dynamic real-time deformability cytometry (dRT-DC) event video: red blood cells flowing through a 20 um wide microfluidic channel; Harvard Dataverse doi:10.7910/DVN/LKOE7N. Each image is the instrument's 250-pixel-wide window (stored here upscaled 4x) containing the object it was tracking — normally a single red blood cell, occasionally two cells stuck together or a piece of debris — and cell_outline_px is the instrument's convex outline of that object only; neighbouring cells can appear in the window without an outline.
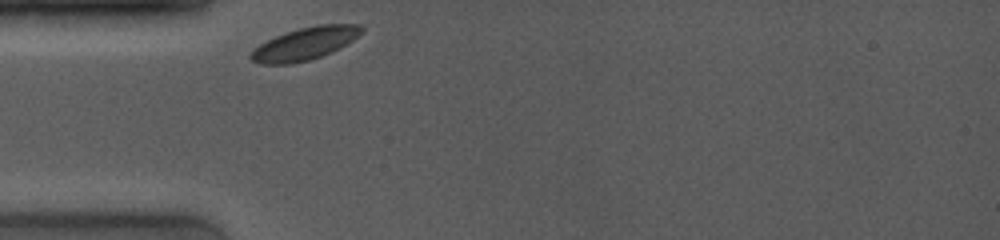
{"species": "common noctule bat (a hibernating species)", "species_latin": "Nyctalus noctula", "temperature_condition": "room temperature", "stored_images_in_passage": 39, "camera_frame_rate_fps": 4000, "um_per_image_px": 0.085, "animal": {"sex": "female", "body_mass_g": 19.0, "forearm_length_mm": 53.3}, "frame": {"image": 1, "passage_image": 1, "time_ms": 0.0, "image_size_px": [1000, 240], "cell_outline_px": [[364, 32], [352, 40], [332, 52], [308, 60], [288, 64], [260, 64], [252, 60], [248, 56], [260, 44], [276, 36], [300, 28], [316, 24], [360, 24], [364, 28]], "centroid_in_image_um": [25.95, 3.7], "position_along_channel_um": 59.0, "area_um2": 20.75}}
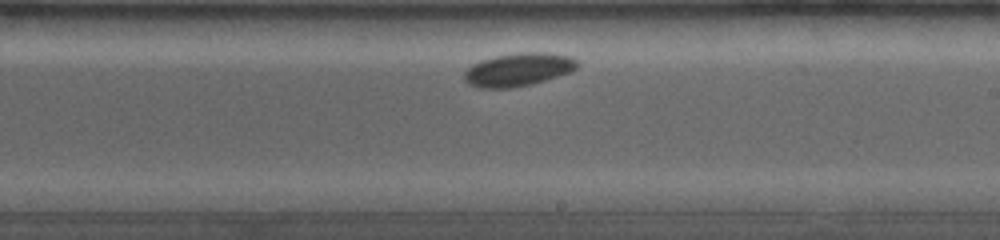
{"frame": {"image": 2, "passage_image": 24, "time_ms": 5.25, "image_size_px": [1000, 240], "cell_outline_px": [[580, 64], [572, 72], [532, 84], [512, 88], [480, 88], [468, 84], [464, 80], [464, 72], [472, 64], [480, 60], [496, 56], [516, 52], [548, 52], [568, 56], [576, 60]], "centroid_in_image_um": [44.05, 5.91], "position_along_channel_um": 244.9, "area_um2": 22.08}}
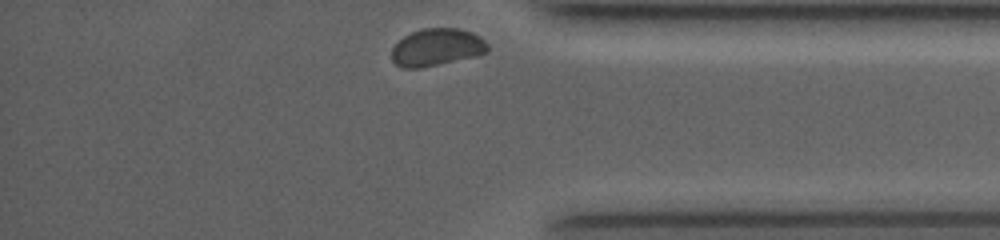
{"frame": {"image": 3, "passage_image": 39, "time_ms": 9.5, "image_size_px": [1000, 240], "cell_outline_px": [[488, 52], [472, 56], [420, 68], [400, 68], [392, 60], [392, 48], [404, 36], [420, 28], [456, 28], [472, 32], [480, 36], [488, 44]], "centroid_in_image_um": [37.11, 4.01], "position_along_channel_um": 398.1, "area_um2": 20.69}}